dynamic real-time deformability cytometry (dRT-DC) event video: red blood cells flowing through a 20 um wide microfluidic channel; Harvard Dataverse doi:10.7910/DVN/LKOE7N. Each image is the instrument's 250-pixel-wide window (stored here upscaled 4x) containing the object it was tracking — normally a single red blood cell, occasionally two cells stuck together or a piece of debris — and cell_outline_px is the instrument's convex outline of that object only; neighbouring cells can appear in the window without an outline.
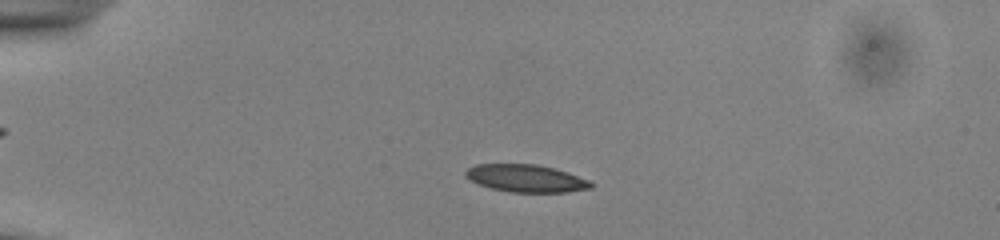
{"species": "common noctule bat (a hibernating species)", "species_latin": "Nyctalus noctula", "temperature_condition": "cold", "stored_images_in_passage": 25, "camera_frame_rate_fps": 3000, "um_per_image_px": 0.085, "animal": {"sex": "male", "body_mass_g": 13.0, "forearm_length_mm": 53.1}, "frame": {"image": 1, "passage_image": 11, "time_ms": 3.333, "image_size_px": [1000, 240], "cell_outline_px": [[592, 188], [568, 192], [512, 192], [492, 188], [480, 184], [464, 176], [464, 172], [468, 168], [476, 164], [536, 164], [568, 172], [588, 180], [592, 184]], "centroid_in_image_um": [44.71, 15.15], "position_along_channel_um": 40.3, "area_um2": 19.88}}
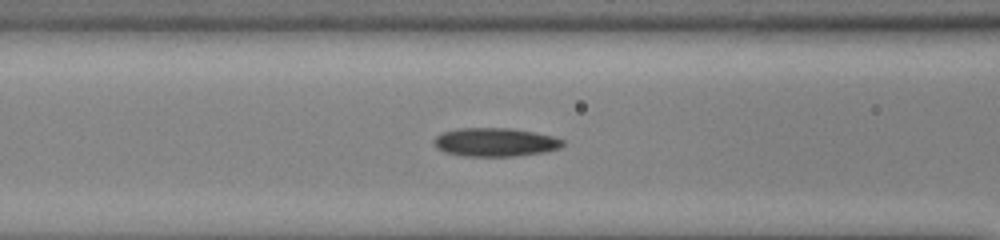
{"frame": {"image": 2, "passage_image": 21, "time_ms": 6.667, "image_size_px": [1000, 240], "cell_outline_px": [[564, 144], [560, 148], [544, 152], [512, 156], [464, 156], [444, 152], [436, 148], [436, 136], [444, 132], [460, 128], [512, 128], [552, 136], [564, 140]], "centroid_in_image_um": [42.11, 12.09], "position_along_channel_um": 124.5, "area_um2": 21.21}}
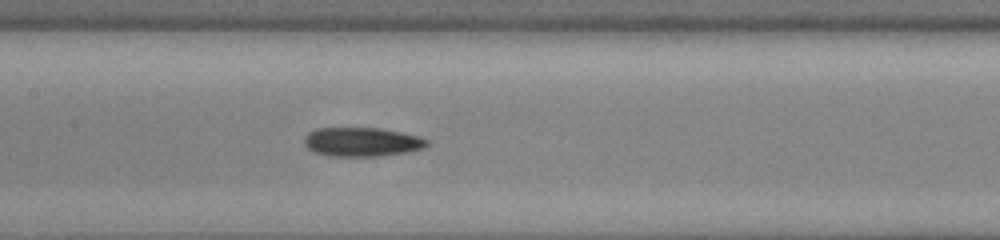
{"frame": {"image": 3, "passage_image": 25, "time_ms": 8.0, "image_size_px": [1000, 240], "cell_outline_px": [[428, 144], [424, 148], [408, 152], [380, 156], [328, 156], [312, 152], [304, 144], [304, 136], [308, 132], [316, 128], [380, 128], [420, 136], [428, 140]], "centroid_in_image_um": [30.74, 12.07], "position_along_channel_um": 176.7, "area_um2": 20.98}}